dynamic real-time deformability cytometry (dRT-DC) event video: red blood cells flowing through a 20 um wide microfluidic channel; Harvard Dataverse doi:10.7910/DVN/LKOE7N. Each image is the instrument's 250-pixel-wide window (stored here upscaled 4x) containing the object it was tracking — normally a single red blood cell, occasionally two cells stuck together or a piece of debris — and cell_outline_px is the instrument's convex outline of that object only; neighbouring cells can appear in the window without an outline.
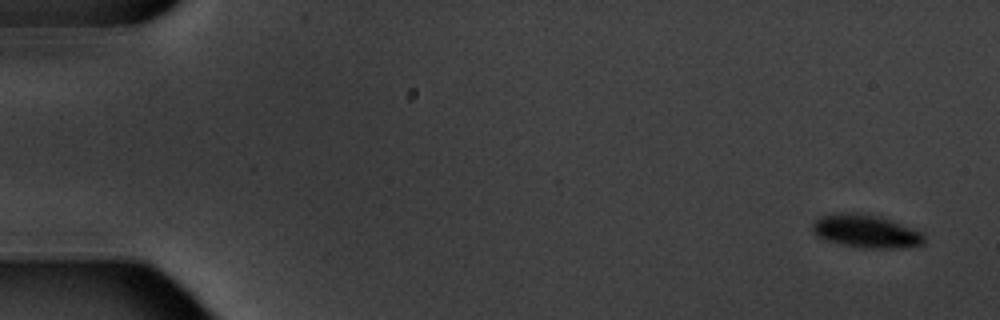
{"species": "common noctule bat (a hibernating species)", "species_latin": "Nyctalus noctula", "temperature_condition": "warm", "stored_images_in_passage": 6, "camera_frame_rate_fps": 3000, "um_per_image_px": 0.085, "animal": {"sex": "male", "body_mass_g": 20.1, "forearm_length_mm": 53.5}, "frame": {"image": 1, "passage_image": 1, "time_ms": 0.0, "image_size_px": [1000, 320], "cell_outline_px": [[924, 244], [912, 248], [860, 248], [840, 244], [824, 240], [816, 236], [812, 232], [812, 224], [820, 216], [852, 212], [856, 212], [880, 216], [892, 220], [924, 232]], "centroid_in_image_um": [73.65, 19.67], "position_along_channel_um": 11.4, "area_um2": 21.96}}